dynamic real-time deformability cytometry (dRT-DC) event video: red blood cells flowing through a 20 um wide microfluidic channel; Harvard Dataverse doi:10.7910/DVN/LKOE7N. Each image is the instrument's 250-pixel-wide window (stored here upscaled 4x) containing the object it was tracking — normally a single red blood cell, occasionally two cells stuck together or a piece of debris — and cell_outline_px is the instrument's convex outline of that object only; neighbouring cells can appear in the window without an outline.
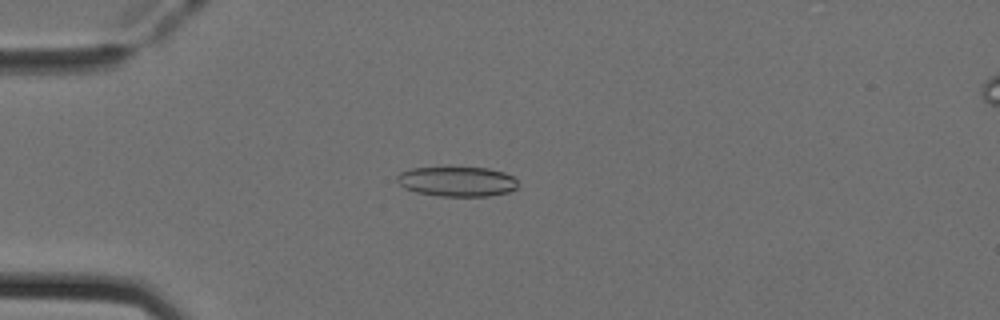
{"species": "Egyptian fruit bat (a non-hibernating species)", "species_latin": "Rousettus aegyptiacus", "temperature_condition": "cold", "stored_images_in_passage": 52, "camera_frame_rate_fps": 3000, "um_per_image_px": 0.085, "animal": {"sex": "female"}, "frame": {"image": 1, "passage_image": 14, "time_ms": 4.333, "image_size_px": [1000, 320], "cell_outline_px": [[516, 188], [508, 192], [488, 196], [440, 196], [416, 192], [404, 188], [396, 180], [396, 176], [400, 172], [412, 168], [488, 168], [504, 172], [512, 176], [516, 180]], "centroid_in_image_um": [38.83, 15.43], "position_along_channel_um": 46.2, "area_um2": 20.87}}
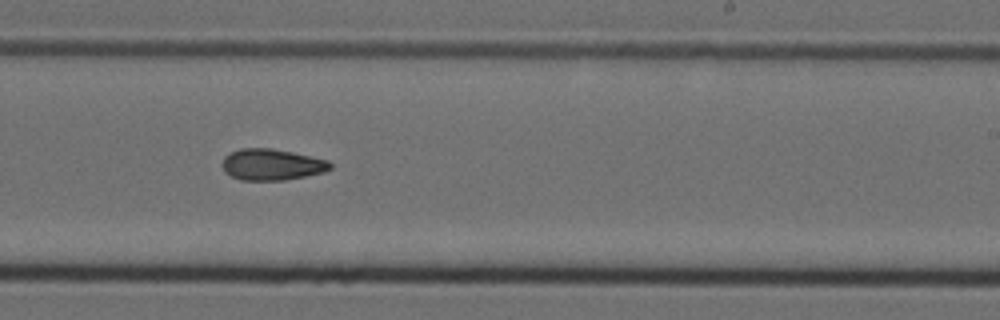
{"frame": {"image": 2, "passage_image": 32, "time_ms": 10.333, "image_size_px": [1000, 320], "cell_outline_px": [[332, 168], [324, 172], [284, 180], [240, 180], [224, 172], [220, 164], [224, 156], [228, 152], [240, 148], [272, 148], [292, 152], [328, 160], [332, 164]], "centroid_in_image_um": [23.05, 13.98], "position_along_channel_um": 266.0, "area_um2": 19.88}}
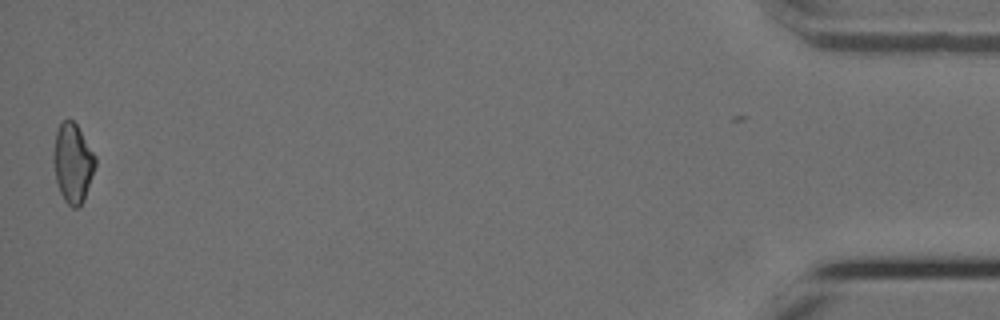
{"frame": {"image": 3, "passage_image": 51, "time_ms": 16.667, "image_size_px": [1000, 320], "cell_outline_px": [[96, 164], [84, 200], [76, 208], [72, 208], [64, 200], [60, 192], [56, 180], [52, 160], [52, 156], [56, 132], [60, 124], [64, 120], [72, 120], [76, 124], [96, 156]], "centroid_in_image_um": [6.17, 13.86], "position_along_channel_um": 429.0, "area_um2": 19.25}, "authors_computed_cell_mechanics": {"area_um2": 19.941, "velocity_mm_per_s": 3.9815, "shape_relaxation_time_tau1_ms": null, "shape_relaxation_time_tau2_ms": 4.2896, "deformation_change_tau1": null, "deformation_change_tau2": 0.1105}}